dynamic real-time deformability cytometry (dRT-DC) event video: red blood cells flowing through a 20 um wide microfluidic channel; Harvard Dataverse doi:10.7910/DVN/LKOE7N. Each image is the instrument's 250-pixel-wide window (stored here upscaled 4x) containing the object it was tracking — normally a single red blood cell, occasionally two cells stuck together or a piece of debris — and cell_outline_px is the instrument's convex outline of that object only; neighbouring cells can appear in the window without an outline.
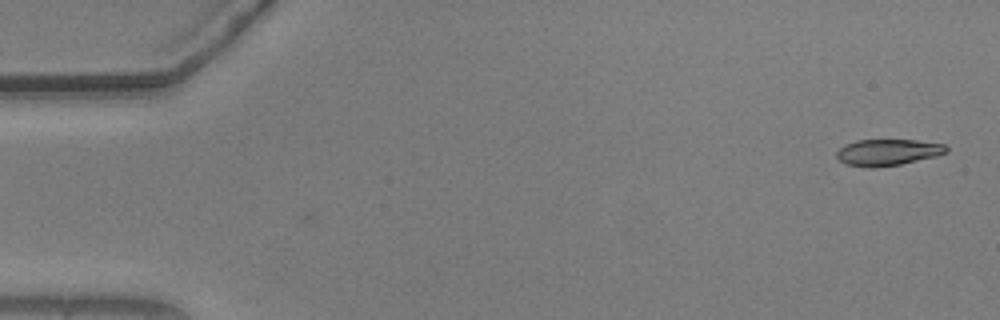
{"species": "common noctule bat (a hibernating species)", "species_latin": "Nyctalus noctula", "temperature_condition": "warm", "stored_images_in_passage": 2, "camera_frame_rate_fps": 3000, "um_per_image_px": 0.085, "animal": {"sex": "male", "body_mass_g": 20.5, "forearm_length_mm": 52.5}, "frame": {"image": 1, "passage_image": 1, "time_ms": 0.0, "image_size_px": [1000, 320], "cell_outline_px": [[948, 152], [936, 156], [900, 164], [876, 168], [868, 168], [848, 164], [840, 160], [836, 156], [836, 152], [840, 148], [856, 140], [916, 140], [944, 144], [948, 148]], "centroid_in_image_um": [75.48, 12.95], "position_along_channel_um": 9.5, "area_um2": 16.76}}